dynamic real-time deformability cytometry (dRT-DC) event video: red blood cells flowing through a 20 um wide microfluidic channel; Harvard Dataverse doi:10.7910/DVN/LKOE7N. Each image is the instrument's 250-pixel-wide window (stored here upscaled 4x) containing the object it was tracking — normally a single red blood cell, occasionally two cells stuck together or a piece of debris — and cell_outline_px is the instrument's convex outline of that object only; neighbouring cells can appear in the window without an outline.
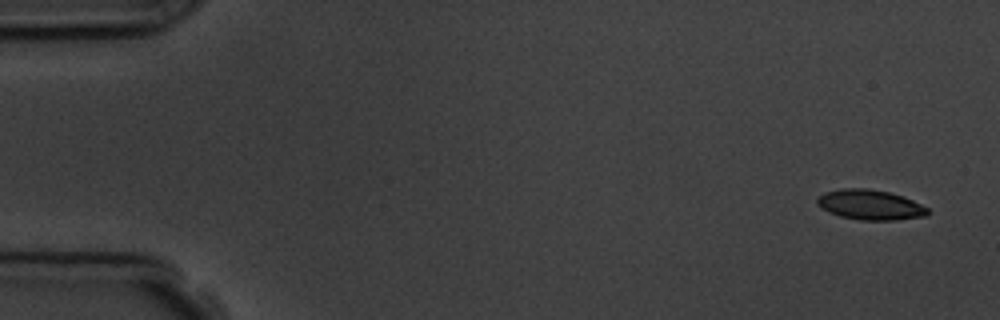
{"species": "common noctule bat (a hibernating species)", "species_latin": "Nyctalus noctula", "temperature_condition": "room temperature", "stored_images_in_passage": 5, "camera_frame_rate_fps": 3000, "um_per_image_px": 0.085, "animal": {"sex": "male", "body_mass_g": 19.5, "forearm_length_mm": 54.6}, "frame": {"image": 1, "passage_image": 1, "time_ms": 0.0, "image_size_px": [1000, 320], "cell_outline_px": [[928, 216], [896, 220], [860, 220], [840, 216], [828, 212], [816, 204], [816, 200], [824, 192], [840, 188], [868, 188], [888, 192], [904, 196], [928, 208]], "centroid_in_image_um": [73.96, 17.4], "position_along_channel_um": 11.0, "area_um2": 19.48}}